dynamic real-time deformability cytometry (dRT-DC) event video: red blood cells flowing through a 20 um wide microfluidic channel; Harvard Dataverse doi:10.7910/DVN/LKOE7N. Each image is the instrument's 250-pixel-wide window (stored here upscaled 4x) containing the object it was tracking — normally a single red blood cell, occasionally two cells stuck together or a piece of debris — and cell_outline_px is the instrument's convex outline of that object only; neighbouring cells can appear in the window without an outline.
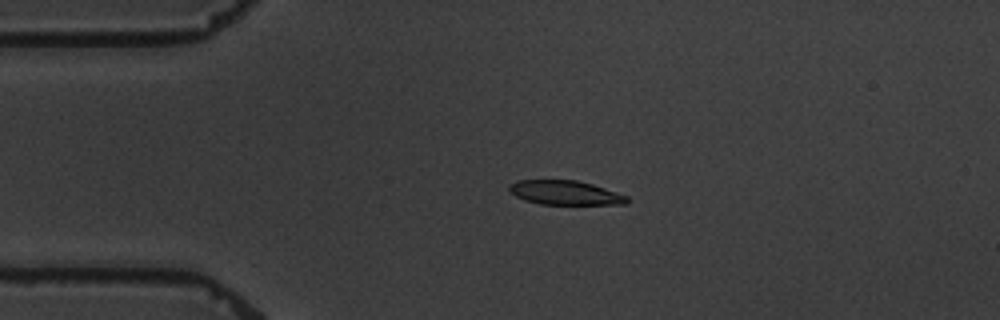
{"species": "common noctule bat (a hibernating species)", "species_latin": "Nyctalus noctula", "temperature_condition": "warm", "stored_images_in_passage": 4, "camera_frame_rate_fps": 3000, "um_per_image_px": 0.085, "animal": {"sex": "male", "body_mass_g": 19.5, "forearm_length_mm": 54.6}, "frame": {"image": 1, "passage_image": 3, "time_ms": 2.333, "image_size_px": [1000, 320], "cell_outline_px": [[628, 204], [540, 204], [524, 200], [508, 192], [508, 184], [516, 180], [576, 180], [592, 184], [628, 196]], "centroid_in_image_um": [47.98, 16.37], "position_along_channel_um": 37.0, "area_um2": 16.7}}